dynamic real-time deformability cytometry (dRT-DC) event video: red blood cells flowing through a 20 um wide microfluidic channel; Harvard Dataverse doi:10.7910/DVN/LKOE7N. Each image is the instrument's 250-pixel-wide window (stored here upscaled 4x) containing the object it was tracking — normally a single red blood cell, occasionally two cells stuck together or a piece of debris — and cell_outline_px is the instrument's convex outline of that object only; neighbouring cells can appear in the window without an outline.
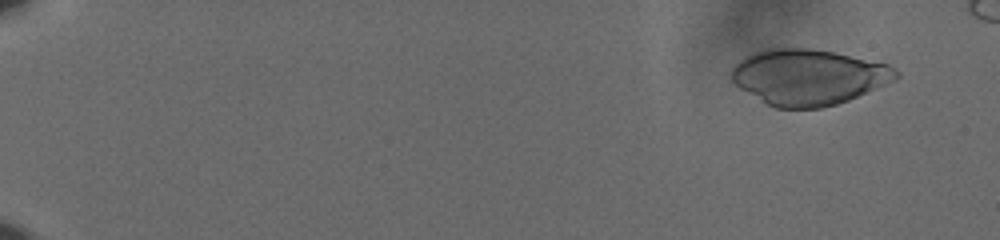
{"species": "human", "species_latin": "Homo sapiens", "temperature_condition": "cold", "stored_images_in_passage": 59, "camera_frame_rate_fps": 3000, "um_per_image_px": 0.085, "donor": {"sex": "male"}, "frame": {"image": 1, "passage_image": 5, "time_ms": 1.333, "image_size_px": [1000, 240], "cell_outline_px": [[900, 76], [896, 80], [848, 100], [836, 104], [820, 108], [776, 108], [768, 104], [740, 88], [732, 80], [732, 68], [740, 60], [756, 52], [768, 48], [812, 48], [832, 52], [888, 64], [900, 72]], "centroid_in_image_um": [68.75, 6.55], "position_along_channel_um": 16.3, "area_um2": 52.94}}